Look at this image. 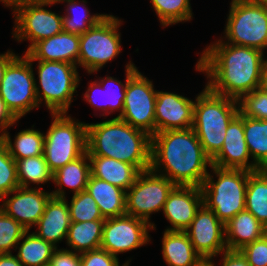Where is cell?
Here are the masks:
<instances>
[{"instance_id":"obj_15","label":"cell","mask_w":267,"mask_h":266,"mask_svg":"<svg viewBox=\"0 0 267 266\" xmlns=\"http://www.w3.org/2000/svg\"><path fill=\"white\" fill-rule=\"evenodd\" d=\"M124 71V82L107 73L105 77H98L87 83L88 87L83 93V100L93 107V111L100 113L98 115L100 118L107 119L109 115L114 114L113 112H119L115 117H120L123 113L126 85L128 80L138 71V67L132 60H129L125 64Z\"/></svg>"},{"instance_id":"obj_5","label":"cell","mask_w":267,"mask_h":266,"mask_svg":"<svg viewBox=\"0 0 267 266\" xmlns=\"http://www.w3.org/2000/svg\"><path fill=\"white\" fill-rule=\"evenodd\" d=\"M209 171L201 186L203 204L226 224L245 209L248 176L252 172L214 165H211Z\"/></svg>"},{"instance_id":"obj_38","label":"cell","mask_w":267,"mask_h":266,"mask_svg":"<svg viewBox=\"0 0 267 266\" xmlns=\"http://www.w3.org/2000/svg\"><path fill=\"white\" fill-rule=\"evenodd\" d=\"M18 187L16 162L0 137V200Z\"/></svg>"},{"instance_id":"obj_6","label":"cell","mask_w":267,"mask_h":266,"mask_svg":"<svg viewBox=\"0 0 267 266\" xmlns=\"http://www.w3.org/2000/svg\"><path fill=\"white\" fill-rule=\"evenodd\" d=\"M30 62L33 65L37 62L35 72L38 77H35V89L39 108L45 105L49 114L68 113L73 100L77 99V88L82 81L78 66L56 61Z\"/></svg>"},{"instance_id":"obj_48","label":"cell","mask_w":267,"mask_h":266,"mask_svg":"<svg viewBox=\"0 0 267 266\" xmlns=\"http://www.w3.org/2000/svg\"><path fill=\"white\" fill-rule=\"evenodd\" d=\"M259 89L267 93V60L265 61L264 66H263Z\"/></svg>"},{"instance_id":"obj_4","label":"cell","mask_w":267,"mask_h":266,"mask_svg":"<svg viewBox=\"0 0 267 266\" xmlns=\"http://www.w3.org/2000/svg\"><path fill=\"white\" fill-rule=\"evenodd\" d=\"M203 88L195 96L192 129L212 160L222 149L227 127L239 110L236 99Z\"/></svg>"},{"instance_id":"obj_24","label":"cell","mask_w":267,"mask_h":266,"mask_svg":"<svg viewBox=\"0 0 267 266\" xmlns=\"http://www.w3.org/2000/svg\"><path fill=\"white\" fill-rule=\"evenodd\" d=\"M162 257L168 266H204L206 262L195 251L185 231L162 232Z\"/></svg>"},{"instance_id":"obj_12","label":"cell","mask_w":267,"mask_h":266,"mask_svg":"<svg viewBox=\"0 0 267 266\" xmlns=\"http://www.w3.org/2000/svg\"><path fill=\"white\" fill-rule=\"evenodd\" d=\"M176 185L167 177L151 169L138 174L134 184L126 191V214L140 218L156 230L151 215L162 212L169 193Z\"/></svg>"},{"instance_id":"obj_40","label":"cell","mask_w":267,"mask_h":266,"mask_svg":"<svg viewBox=\"0 0 267 266\" xmlns=\"http://www.w3.org/2000/svg\"><path fill=\"white\" fill-rule=\"evenodd\" d=\"M81 266H129L132 258L120 264L119 258L109 254L104 249L90 250L80 254Z\"/></svg>"},{"instance_id":"obj_14","label":"cell","mask_w":267,"mask_h":266,"mask_svg":"<svg viewBox=\"0 0 267 266\" xmlns=\"http://www.w3.org/2000/svg\"><path fill=\"white\" fill-rule=\"evenodd\" d=\"M152 225L128 214L105 219L101 249L119 258V254L147 246L151 241Z\"/></svg>"},{"instance_id":"obj_8","label":"cell","mask_w":267,"mask_h":266,"mask_svg":"<svg viewBox=\"0 0 267 266\" xmlns=\"http://www.w3.org/2000/svg\"><path fill=\"white\" fill-rule=\"evenodd\" d=\"M52 120L44 133L43 155L52 173L86 151V122L68 113H50Z\"/></svg>"},{"instance_id":"obj_31","label":"cell","mask_w":267,"mask_h":266,"mask_svg":"<svg viewBox=\"0 0 267 266\" xmlns=\"http://www.w3.org/2000/svg\"><path fill=\"white\" fill-rule=\"evenodd\" d=\"M30 232V233H29ZM57 248L27 230L16 245L15 255L23 266H49L53 252Z\"/></svg>"},{"instance_id":"obj_30","label":"cell","mask_w":267,"mask_h":266,"mask_svg":"<svg viewBox=\"0 0 267 266\" xmlns=\"http://www.w3.org/2000/svg\"><path fill=\"white\" fill-rule=\"evenodd\" d=\"M65 4L63 14V31L81 35L95 26L107 13H91L87 0H56Z\"/></svg>"},{"instance_id":"obj_28","label":"cell","mask_w":267,"mask_h":266,"mask_svg":"<svg viewBox=\"0 0 267 266\" xmlns=\"http://www.w3.org/2000/svg\"><path fill=\"white\" fill-rule=\"evenodd\" d=\"M17 123L19 124V121L7 128L0 135L7 145L10 156L16 161L18 159L42 155L44 149V132L34 128L35 125H33L31 128L19 130L17 134L15 133L12 140L13 136H11L9 129L17 126Z\"/></svg>"},{"instance_id":"obj_46","label":"cell","mask_w":267,"mask_h":266,"mask_svg":"<svg viewBox=\"0 0 267 266\" xmlns=\"http://www.w3.org/2000/svg\"><path fill=\"white\" fill-rule=\"evenodd\" d=\"M10 254H0V266H23V264L18 260V258Z\"/></svg>"},{"instance_id":"obj_16","label":"cell","mask_w":267,"mask_h":266,"mask_svg":"<svg viewBox=\"0 0 267 266\" xmlns=\"http://www.w3.org/2000/svg\"><path fill=\"white\" fill-rule=\"evenodd\" d=\"M195 251L206 262L227 249L225 226L204 204L197 211L190 226L185 230Z\"/></svg>"},{"instance_id":"obj_23","label":"cell","mask_w":267,"mask_h":266,"mask_svg":"<svg viewBox=\"0 0 267 266\" xmlns=\"http://www.w3.org/2000/svg\"><path fill=\"white\" fill-rule=\"evenodd\" d=\"M90 176V160L87 151H85L80 157L53 173L52 183L56 189L51 191L52 196L66 198L68 193L64 189H67V187L73 194L86 190Z\"/></svg>"},{"instance_id":"obj_18","label":"cell","mask_w":267,"mask_h":266,"mask_svg":"<svg viewBox=\"0 0 267 266\" xmlns=\"http://www.w3.org/2000/svg\"><path fill=\"white\" fill-rule=\"evenodd\" d=\"M195 99L175 91L157 90L155 133L190 129L193 125Z\"/></svg>"},{"instance_id":"obj_34","label":"cell","mask_w":267,"mask_h":266,"mask_svg":"<svg viewBox=\"0 0 267 266\" xmlns=\"http://www.w3.org/2000/svg\"><path fill=\"white\" fill-rule=\"evenodd\" d=\"M244 136L254 164L264 169L267 166V120L244 116Z\"/></svg>"},{"instance_id":"obj_36","label":"cell","mask_w":267,"mask_h":266,"mask_svg":"<svg viewBox=\"0 0 267 266\" xmlns=\"http://www.w3.org/2000/svg\"><path fill=\"white\" fill-rule=\"evenodd\" d=\"M67 200L71 222H84L94 220H105L100 213L97 203L87 190L72 194Z\"/></svg>"},{"instance_id":"obj_2","label":"cell","mask_w":267,"mask_h":266,"mask_svg":"<svg viewBox=\"0 0 267 266\" xmlns=\"http://www.w3.org/2000/svg\"><path fill=\"white\" fill-rule=\"evenodd\" d=\"M211 165V159L192 128L162 131L151 136L150 169L176 186L201 187Z\"/></svg>"},{"instance_id":"obj_32","label":"cell","mask_w":267,"mask_h":266,"mask_svg":"<svg viewBox=\"0 0 267 266\" xmlns=\"http://www.w3.org/2000/svg\"><path fill=\"white\" fill-rule=\"evenodd\" d=\"M245 209L267 228V172L264 169L248 176Z\"/></svg>"},{"instance_id":"obj_19","label":"cell","mask_w":267,"mask_h":266,"mask_svg":"<svg viewBox=\"0 0 267 266\" xmlns=\"http://www.w3.org/2000/svg\"><path fill=\"white\" fill-rule=\"evenodd\" d=\"M211 164L219 168L245 169L251 172L260 170L249 153L244 136V116L240 113L229 123L223 147L211 160Z\"/></svg>"},{"instance_id":"obj_29","label":"cell","mask_w":267,"mask_h":266,"mask_svg":"<svg viewBox=\"0 0 267 266\" xmlns=\"http://www.w3.org/2000/svg\"><path fill=\"white\" fill-rule=\"evenodd\" d=\"M105 220L71 222L64 249L81 254L101 247Z\"/></svg>"},{"instance_id":"obj_35","label":"cell","mask_w":267,"mask_h":266,"mask_svg":"<svg viewBox=\"0 0 267 266\" xmlns=\"http://www.w3.org/2000/svg\"><path fill=\"white\" fill-rule=\"evenodd\" d=\"M191 0H150L152 10L163 28L193 19Z\"/></svg>"},{"instance_id":"obj_10","label":"cell","mask_w":267,"mask_h":266,"mask_svg":"<svg viewBox=\"0 0 267 266\" xmlns=\"http://www.w3.org/2000/svg\"><path fill=\"white\" fill-rule=\"evenodd\" d=\"M57 4L56 0L41 3H26L12 10L14 27L12 39L18 43L29 42L25 53L41 40L50 38L63 31V14L56 13L46 7Z\"/></svg>"},{"instance_id":"obj_3","label":"cell","mask_w":267,"mask_h":266,"mask_svg":"<svg viewBox=\"0 0 267 266\" xmlns=\"http://www.w3.org/2000/svg\"><path fill=\"white\" fill-rule=\"evenodd\" d=\"M86 151L130 163L140 172L151 167V135L119 117L86 123Z\"/></svg>"},{"instance_id":"obj_33","label":"cell","mask_w":267,"mask_h":266,"mask_svg":"<svg viewBox=\"0 0 267 266\" xmlns=\"http://www.w3.org/2000/svg\"><path fill=\"white\" fill-rule=\"evenodd\" d=\"M15 162L19 187L42 188L40 185L53 182V173L50 171L43 154L18 159Z\"/></svg>"},{"instance_id":"obj_44","label":"cell","mask_w":267,"mask_h":266,"mask_svg":"<svg viewBox=\"0 0 267 266\" xmlns=\"http://www.w3.org/2000/svg\"><path fill=\"white\" fill-rule=\"evenodd\" d=\"M19 120L11 113L6 103L0 96V135Z\"/></svg>"},{"instance_id":"obj_43","label":"cell","mask_w":267,"mask_h":266,"mask_svg":"<svg viewBox=\"0 0 267 266\" xmlns=\"http://www.w3.org/2000/svg\"><path fill=\"white\" fill-rule=\"evenodd\" d=\"M219 266H250L246 257L241 253L240 250H228L220 253ZM207 266H216L214 258L206 261Z\"/></svg>"},{"instance_id":"obj_27","label":"cell","mask_w":267,"mask_h":266,"mask_svg":"<svg viewBox=\"0 0 267 266\" xmlns=\"http://www.w3.org/2000/svg\"><path fill=\"white\" fill-rule=\"evenodd\" d=\"M86 190L97 203L104 219L126 214V191L123 189L91 175Z\"/></svg>"},{"instance_id":"obj_7","label":"cell","mask_w":267,"mask_h":266,"mask_svg":"<svg viewBox=\"0 0 267 266\" xmlns=\"http://www.w3.org/2000/svg\"><path fill=\"white\" fill-rule=\"evenodd\" d=\"M223 36L228 44L267 51V3L259 0H231Z\"/></svg>"},{"instance_id":"obj_25","label":"cell","mask_w":267,"mask_h":266,"mask_svg":"<svg viewBox=\"0 0 267 266\" xmlns=\"http://www.w3.org/2000/svg\"><path fill=\"white\" fill-rule=\"evenodd\" d=\"M224 226L228 250H240L267 233V228L246 209L240 211Z\"/></svg>"},{"instance_id":"obj_17","label":"cell","mask_w":267,"mask_h":266,"mask_svg":"<svg viewBox=\"0 0 267 266\" xmlns=\"http://www.w3.org/2000/svg\"><path fill=\"white\" fill-rule=\"evenodd\" d=\"M51 197L50 190L18 187L0 200V208L24 228L32 230Z\"/></svg>"},{"instance_id":"obj_42","label":"cell","mask_w":267,"mask_h":266,"mask_svg":"<svg viewBox=\"0 0 267 266\" xmlns=\"http://www.w3.org/2000/svg\"><path fill=\"white\" fill-rule=\"evenodd\" d=\"M49 266H81V257L64 247L57 248L52 254Z\"/></svg>"},{"instance_id":"obj_37","label":"cell","mask_w":267,"mask_h":266,"mask_svg":"<svg viewBox=\"0 0 267 266\" xmlns=\"http://www.w3.org/2000/svg\"><path fill=\"white\" fill-rule=\"evenodd\" d=\"M27 231L0 208V254H10Z\"/></svg>"},{"instance_id":"obj_13","label":"cell","mask_w":267,"mask_h":266,"mask_svg":"<svg viewBox=\"0 0 267 266\" xmlns=\"http://www.w3.org/2000/svg\"><path fill=\"white\" fill-rule=\"evenodd\" d=\"M156 96L153 81L138 70L127 82L124 109L119 118L132 127L154 135Z\"/></svg>"},{"instance_id":"obj_47","label":"cell","mask_w":267,"mask_h":266,"mask_svg":"<svg viewBox=\"0 0 267 266\" xmlns=\"http://www.w3.org/2000/svg\"><path fill=\"white\" fill-rule=\"evenodd\" d=\"M48 0H2V5L4 7L11 9H15L19 5L26 4V3H41V2H46Z\"/></svg>"},{"instance_id":"obj_9","label":"cell","mask_w":267,"mask_h":266,"mask_svg":"<svg viewBox=\"0 0 267 266\" xmlns=\"http://www.w3.org/2000/svg\"><path fill=\"white\" fill-rule=\"evenodd\" d=\"M123 19L107 14L95 26L80 35L78 68L88 75L100 72L122 53L120 27Z\"/></svg>"},{"instance_id":"obj_21","label":"cell","mask_w":267,"mask_h":266,"mask_svg":"<svg viewBox=\"0 0 267 266\" xmlns=\"http://www.w3.org/2000/svg\"><path fill=\"white\" fill-rule=\"evenodd\" d=\"M80 35L62 31L36 42L26 53L29 60L66 62L78 66Z\"/></svg>"},{"instance_id":"obj_1","label":"cell","mask_w":267,"mask_h":266,"mask_svg":"<svg viewBox=\"0 0 267 266\" xmlns=\"http://www.w3.org/2000/svg\"><path fill=\"white\" fill-rule=\"evenodd\" d=\"M266 60L258 49L228 44L219 37L200 52L195 71L206 76L211 92L238 100L259 89Z\"/></svg>"},{"instance_id":"obj_45","label":"cell","mask_w":267,"mask_h":266,"mask_svg":"<svg viewBox=\"0 0 267 266\" xmlns=\"http://www.w3.org/2000/svg\"><path fill=\"white\" fill-rule=\"evenodd\" d=\"M19 54L13 52V50L8 49L4 53H0V84L4 77L7 66L18 56Z\"/></svg>"},{"instance_id":"obj_41","label":"cell","mask_w":267,"mask_h":266,"mask_svg":"<svg viewBox=\"0 0 267 266\" xmlns=\"http://www.w3.org/2000/svg\"><path fill=\"white\" fill-rule=\"evenodd\" d=\"M240 251L250 266H267V233L262 238L247 244Z\"/></svg>"},{"instance_id":"obj_20","label":"cell","mask_w":267,"mask_h":266,"mask_svg":"<svg viewBox=\"0 0 267 266\" xmlns=\"http://www.w3.org/2000/svg\"><path fill=\"white\" fill-rule=\"evenodd\" d=\"M202 205L201 187L175 186L162 210L163 216L170 223L165 230L185 231Z\"/></svg>"},{"instance_id":"obj_26","label":"cell","mask_w":267,"mask_h":266,"mask_svg":"<svg viewBox=\"0 0 267 266\" xmlns=\"http://www.w3.org/2000/svg\"><path fill=\"white\" fill-rule=\"evenodd\" d=\"M91 166V175L107 181L124 191H127L135 182L140 171L132 164L118 161L109 157L88 156Z\"/></svg>"},{"instance_id":"obj_22","label":"cell","mask_w":267,"mask_h":266,"mask_svg":"<svg viewBox=\"0 0 267 266\" xmlns=\"http://www.w3.org/2000/svg\"><path fill=\"white\" fill-rule=\"evenodd\" d=\"M70 211L65 198L51 197L46 204L45 211L33 232L41 239L60 248L59 243L66 241L70 227Z\"/></svg>"},{"instance_id":"obj_39","label":"cell","mask_w":267,"mask_h":266,"mask_svg":"<svg viewBox=\"0 0 267 266\" xmlns=\"http://www.w3.org/2000/svg\"><path fill=\"white\" fill-rule=\"evenodd\" d=\"M238 110L242 116L267 120V93L260 89L242 95L238 100Z\"/></svg>"},{"instance_id":"obj_11","label":"cell","mask_w":267,"mask_h":266,"mask_svg":"<svg viewBox=\"0 0 267 266\" xmlns=\"http://www.w3.org/2000/svg\"><path fill=\"white\" fill-rule=\"evenodd\" d=\"M34 69L30 60L19 54L7 66L0 84V96L18 120L39 109Z\"/></svg>"}]
</instances>
